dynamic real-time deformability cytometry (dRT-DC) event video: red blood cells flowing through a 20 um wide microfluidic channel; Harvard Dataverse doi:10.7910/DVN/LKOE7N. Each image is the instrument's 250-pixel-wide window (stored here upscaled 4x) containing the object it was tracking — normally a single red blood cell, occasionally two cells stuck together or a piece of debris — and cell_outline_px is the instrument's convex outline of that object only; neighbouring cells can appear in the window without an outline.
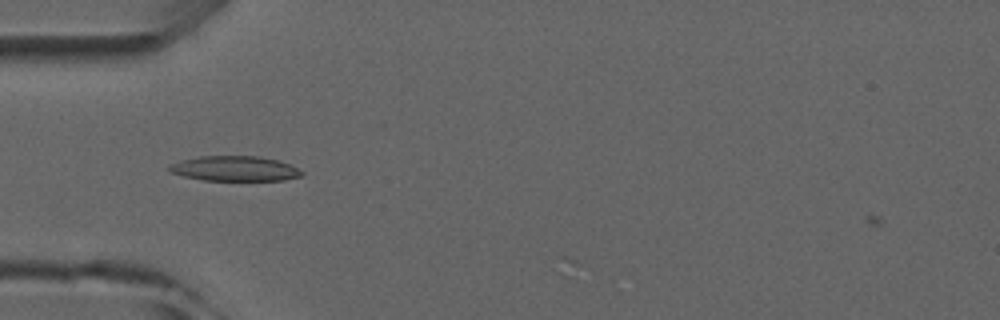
{"species": "common noctule bat (a hibernating species)", "species_latin": "Nyctalus noctula", "temperature_condition": "room temperature", "stored_images_in_passage": 4, "camera_frame_rate_fps": 3000, "um_per_image_px": 0.085, "animal": {"sex": "male", "forearm_length_mm": 52.5}, "frame": {"image": 1, "passage_image": 1, "time_ms": 0.0, "image_size_px": [1000, 320], "cell_outline_px": [[304, 176], [284, 180], [204, 180], [184, 176], [168, 172], [168, 168], [172, 164], [180, 160], [200, 156], [260, 156], [276, 160], [288, 164], [304, 172]], "centroid_in_image_um": [19.95, 14.33], "position_along_channel_um": 65.0, "area_um2": 19.25}}
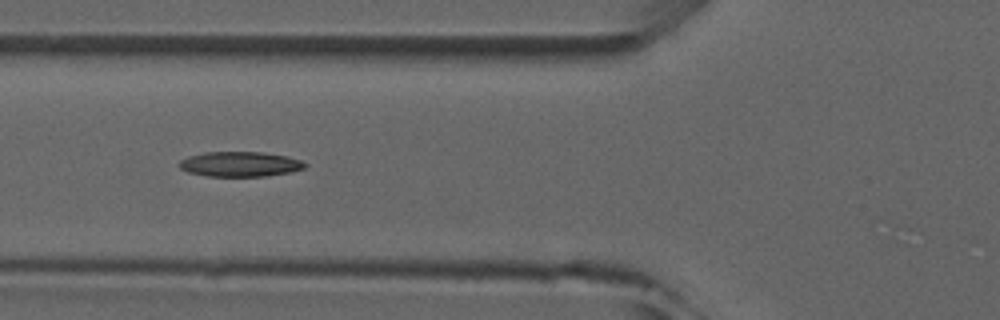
{"frame": {"image": 2, "passage_image": 2, "time_ms": 1.0, "image_size_px": [1000, 320], "cell_outline_px": [[308, 164], [304, 168], [288, 172], [264, 176], [204, 176], [188, 172], [180, 168], [180, 160], [188, 156], [204, 152], [264, 152], [288, 156], [300, 160]], "centroid_in_image_um": [20.39, 13.94], "position_along_channel_um": 105.4, "area_um2": 18.26}}
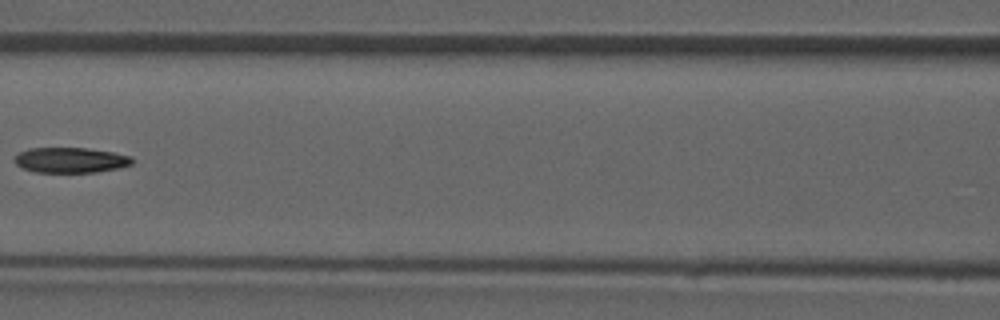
{"frame": {"image": 3, "passage_image": 3, "time_ms": 2.333, "image_size_px": [1000, 320], "cell_outline_px": [[132, 164], [116, 168], [96, 172], [36, 172], [24, 168], [16, 164], [16, 156], [20, 152], [28, 148], [88, 148], [112, 152], [132, 156]], "centroid_in_image_um": [6.01, 13.6], "position_along_channel_um": 160.6, "area_um2": 17.11}}